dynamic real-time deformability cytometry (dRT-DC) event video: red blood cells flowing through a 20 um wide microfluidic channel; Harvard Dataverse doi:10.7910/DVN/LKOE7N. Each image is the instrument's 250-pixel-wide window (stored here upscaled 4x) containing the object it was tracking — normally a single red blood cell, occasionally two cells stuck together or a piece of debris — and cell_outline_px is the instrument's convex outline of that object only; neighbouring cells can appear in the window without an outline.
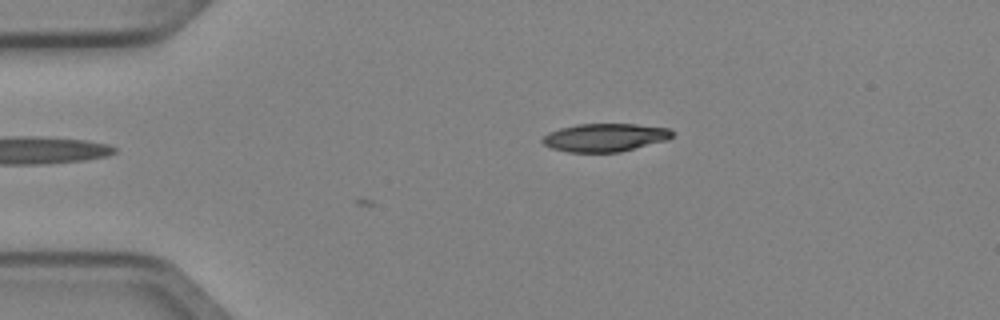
{"species": "Egyptian fruit bat (a non-hibernating species)", "species_latin": "Rousettus aegyptiacus", "temperature_condition": "cold", "stored_images_in_passage": 4, "camera_frame_rate_fps": 3000, "um_per_image_px": 0.085, "animal": {"sex": "female"}, "frame": {"image": 1, "passage_image": 4, "time_ms": 1.0, "image_size_px": [1000, 320], "cell_outline_px": [[672, 136], [668, 140], [620, 152], [568, 152], [552, 148], [544, 144], [540, 140], [548, 132], [560, 128], [576, 124], [636, 124], [672, 128]], "centroid_in_image_um": [51.43, 11.68], "position_along_channel_um": 33.6, "area_um2": 21.39}}